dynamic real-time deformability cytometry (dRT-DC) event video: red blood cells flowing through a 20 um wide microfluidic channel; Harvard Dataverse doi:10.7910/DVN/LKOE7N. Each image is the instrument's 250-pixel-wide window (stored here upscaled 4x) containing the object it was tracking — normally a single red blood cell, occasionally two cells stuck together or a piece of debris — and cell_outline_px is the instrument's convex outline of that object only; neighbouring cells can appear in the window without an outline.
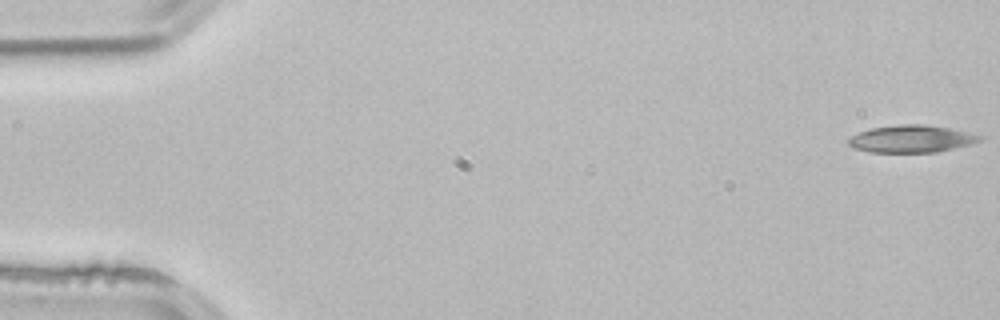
{"species": "common noctule bat (a hibernating species)", "species_latin": "Nyctalus noctula", "temperature_condition": "room temperature", "stored_images_in_passage": 52, "camera_frame_rate_fps": 3000, "um_per_image_px": 0.085, "animal": {"sex": "male", "body_mass_g": 21.5, "forearm_length_mm": 52.0}, "frame": {"image": 1, "passage_image": 1, "time_ms": 0.0, "image_size_px": [1000, 320], "cell_outline_px": [[984, 136], [980, 140], [972, 144], [936, 152], [868, 152], [852, 148], [848, 144], [848, 140], [852, 136], [868, 128], [896, 124], [924, 124], [952, 128]], "centroid_in_image_um": [77.46, 11.79], "position_along_channel_um": 7.5, "area_um2": 21.1}}
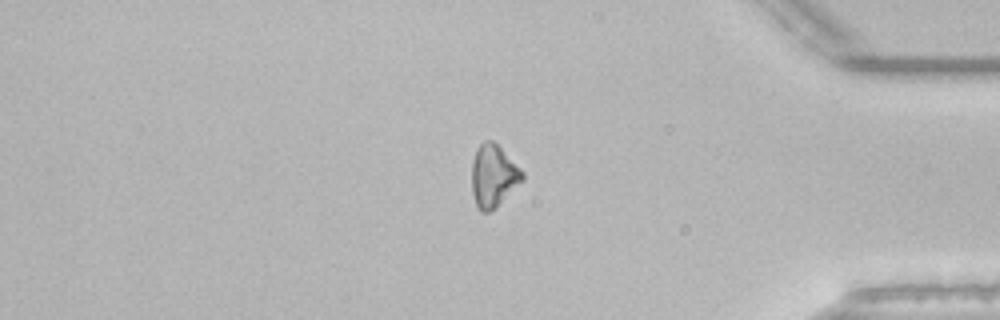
{"frame": {"image": 2, "passage_image": 44, "time_ms": 14.333, "image_size_px": [1000, 320], "cell_outline_px": [[524, 180], [496, 208], [488, 212], [480, 212], [476, 204], [472, 192], [472, 160], [476, 148], [484, 140], [492, 140], [524, 172]], "centroid_in_image_um": [41.93, 14.97], "position_along_channel_um": 393.3, "area_um2": 18.44}}
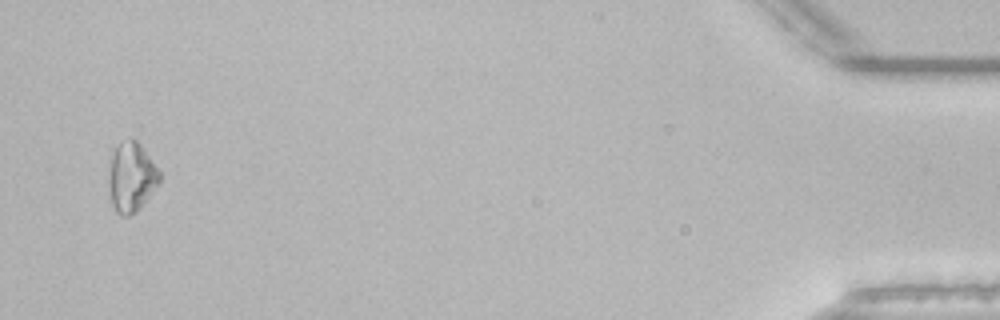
{"frame": {"image": 3, "passage_image": 51, "time_ms": 16.667, "image_size_px": [1000, 320], "cell_outline_px": [[160, 184], [140, 208], [136, 212], [128, 216], [120, 216], [116, 212], [112, 204], [108, 184], [108, 172], [112, 156], [116, 148], [120, 144], [132, 136], [140, 144], [160, 172]], "centroid_in_image_um": [11.17, 15.09], "position_along_channel_um": 424.0, "area_um2": 20.63}}